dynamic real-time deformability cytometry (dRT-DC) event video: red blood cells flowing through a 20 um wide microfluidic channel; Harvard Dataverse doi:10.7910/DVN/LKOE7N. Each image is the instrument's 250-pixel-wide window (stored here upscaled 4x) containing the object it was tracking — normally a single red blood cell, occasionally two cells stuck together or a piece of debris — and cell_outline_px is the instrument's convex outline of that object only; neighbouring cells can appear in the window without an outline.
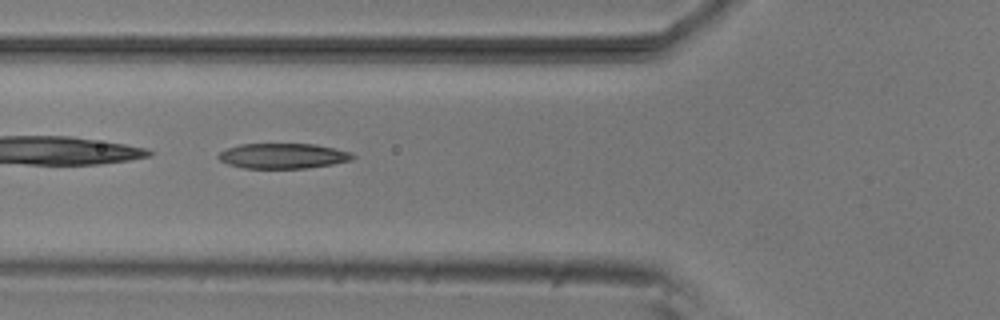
{"species": "common noctule bat (a hibernating species)", "species_latin": "Nyctalus noctula", "temperature_condition": "room temperature", "stored_images_in_passage": 33, "camera_frame_rate_fps": 3000, "um_per_image_px": 0.085, "animal": {"sex": "male", "body_mass_g": 20.5, "forearm_length_mm": 52.5}, "frame": {"image": 1, "passage_image": 9, "time_ms": 2.667, "image_size_px": [1000, 320], "cell_outline_px": [[356, 156], [352, 160], [332, 164], [304, 168], [244, 168], [228, 164], [220, 160], [216, 156], [220, 152], [228, 148], [240, 144], [316, 144], [352, 152]], "centroid_in_image_um": [24.07, 13.25], "position_along_channel_um": 101.7, "area_um2": 19.71}}
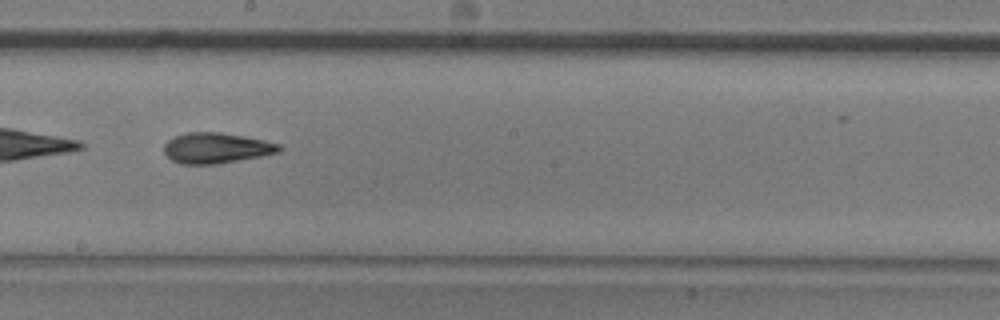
{"frame": {"image": 2, "passage_image": 19, "time_ms": 6.0, "image_size_px": [1000, 320], "cell_outline_px": [[284, 148], [280, 152], [260, 156], [216, 164], [180, 164], [172, 160], [164, 152], [164, 144], [168, 140], [176, 136], [188, 132], [220, 132], [244, 136], [264, 140], [280, 144]], "centroid_in_image_um": [18.4, 12.58], "position_along_channel_um": 229.8, "area_um2": 20.46}}
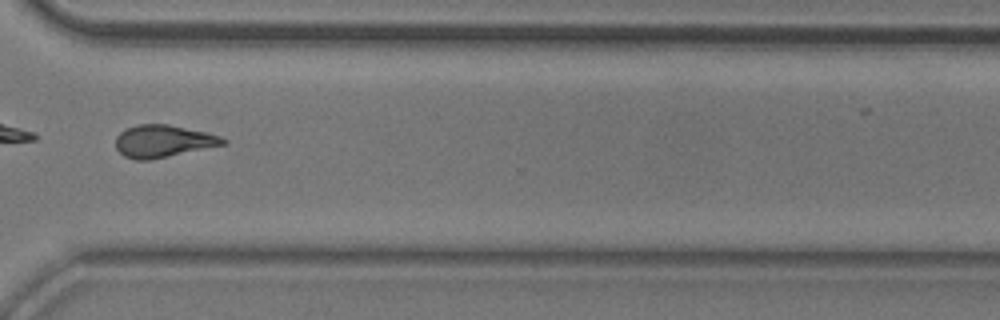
{"frame": {"image": 3, "passage_image": 29, "time_ms": 9.333, "image_size_px": [1000, 320], "cell_outline_px": [[228, 144], [148, 160], [136, 160], [124, 156], [116, 148], [116, 136], [124, 128], [136, 124], [168, 124], [204, 132], [220, 136], [228, 140]], "centroid_in_image_um": [13.86, 11.99], "position_along_channel_um": 356.7, "area_um2": 20.23}}